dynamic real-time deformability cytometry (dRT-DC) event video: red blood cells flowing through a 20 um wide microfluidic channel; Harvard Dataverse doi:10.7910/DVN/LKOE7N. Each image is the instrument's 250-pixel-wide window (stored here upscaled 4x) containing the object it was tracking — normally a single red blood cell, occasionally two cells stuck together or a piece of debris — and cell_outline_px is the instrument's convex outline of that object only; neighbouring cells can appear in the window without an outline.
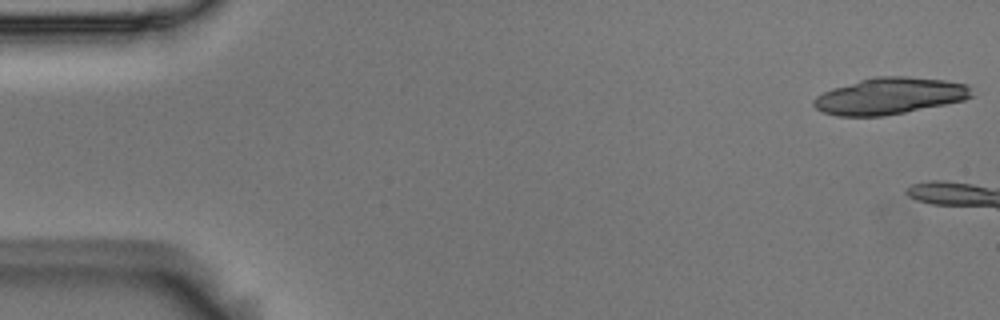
{"species": "Egyptian fruit bat (a non-hibernating species)", "species_latin": "Rousettus aegyptiacus", "temperature_condition": "room temperature", "stored_images_in_passage": 13, "camera_frame_rate_fps": 3000, "um_per_image_px": 0.085, "animal": {"sex": "male"}, "frame": {"image": 1, "passage_image": 1, "time_ms": 0.0, "image_size_px": [1000, 320], "cell_outline_px": [[972, 96], [964, 100], [884, 116], [836, 116], [824, 112], [816, 108], [812, 104], [812, 100], [816, 96], [832, 88], [860, 80], [876, 76], [908, 76], [944, 80], [968, 84]], "centroid_in_image_um": [75.59, 8.15], "position_along_channel_um": 9.4, "area_um2": 33.47}}